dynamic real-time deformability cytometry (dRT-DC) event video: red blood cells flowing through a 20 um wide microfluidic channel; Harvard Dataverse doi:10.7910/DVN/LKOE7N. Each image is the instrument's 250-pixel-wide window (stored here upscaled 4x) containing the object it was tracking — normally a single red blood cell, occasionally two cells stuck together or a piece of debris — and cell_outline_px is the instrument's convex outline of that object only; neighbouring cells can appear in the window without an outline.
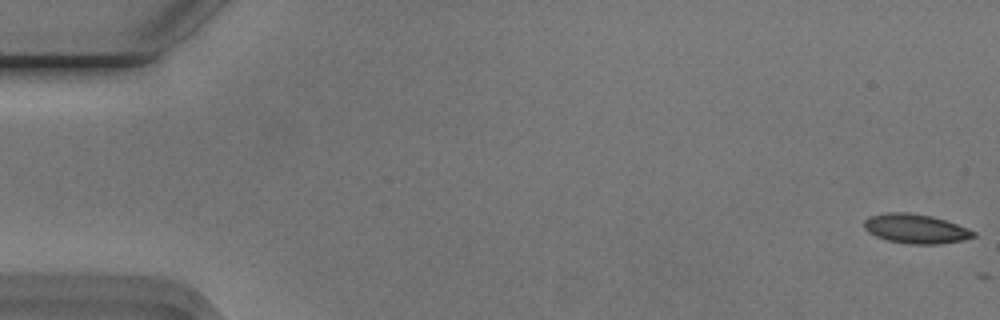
{"species": "Egyptian fruit bat (a non-hibernating species)", "species_latin": "Rousettus aegyptiacus", "temperature_condition": "cold", "stored_images_in_passage": 2, "camera_frame_rate_fps": 3000, "um_per_image_px": 0.085, "animal": {"sex": "male"}, "frame": {"image": 1, "passage_image": 1, "time_ms": 0.0, "image_size_px": [1000, 320], "cell_outline_px": [[976, 236], [964, 240], [940, 244], [908, 244], [888, 240], [876, 236], [868, 232], [864, 228], [864, 220], [868, 216], [888, 212], [908, 212], [932, 216], [968, 228], [976, 232]], "centroid_in_image_um": [77.83, 19.44], "position_along_channel_um": 7.2, "area_um2": 18.79}}